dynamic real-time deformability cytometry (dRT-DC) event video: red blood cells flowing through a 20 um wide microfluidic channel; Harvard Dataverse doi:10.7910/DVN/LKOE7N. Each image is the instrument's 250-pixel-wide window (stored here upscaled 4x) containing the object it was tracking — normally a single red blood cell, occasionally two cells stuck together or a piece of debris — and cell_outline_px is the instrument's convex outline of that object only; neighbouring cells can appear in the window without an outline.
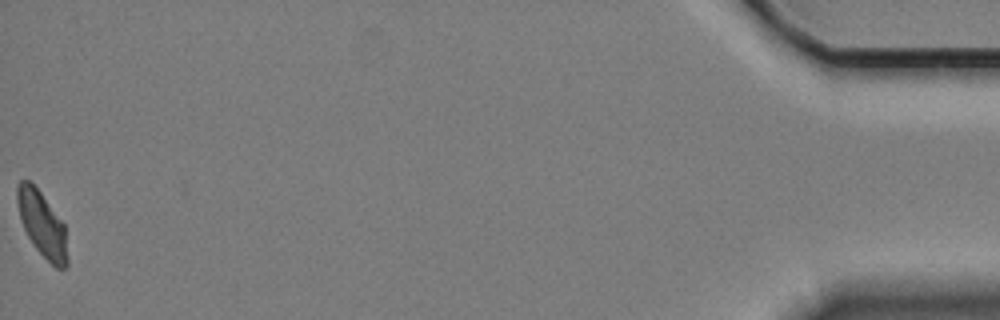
{"species": "Egyptian fruit bat (a non-hibernating species)", "species_latin": "Rousettus aegyptiacus", "temperature_condition": "cold", "stored_images_in_passage": 60, "camera_frame_rate_fps": 3000, "um_per_image_px": 0.085, "animal": {"sex": "female"}, "frame": {"image": 1, "passage_image": 60, "time_ms": 19.667, "image_size_px": [1000, 320], "cell_outline_px": [[68, 264], [64, 268], [56, 268], [36, 248], [28, 236], [24, 228], [20, 216], [16, 200], [16, 188], [20, 180], [28, 180], [40, 192], [64, 224], [68, 260]], "centroid_in_image_um": [3.58, 19.06], "position_along_channel_um": 431.6, "area_um2": 18.67}, "authors_computed_cell_mechanics": {"area_um2": 21.2415, "velocity_mm_per_s": 3.3065, "shape_relaxation_time_tau1_ms": 5.3054, "shape_relaxation_time_tau2_ms": 3.7667, "deformation_change_tau1": 0.1359, "deformation_change_tau2": 0.1008}}